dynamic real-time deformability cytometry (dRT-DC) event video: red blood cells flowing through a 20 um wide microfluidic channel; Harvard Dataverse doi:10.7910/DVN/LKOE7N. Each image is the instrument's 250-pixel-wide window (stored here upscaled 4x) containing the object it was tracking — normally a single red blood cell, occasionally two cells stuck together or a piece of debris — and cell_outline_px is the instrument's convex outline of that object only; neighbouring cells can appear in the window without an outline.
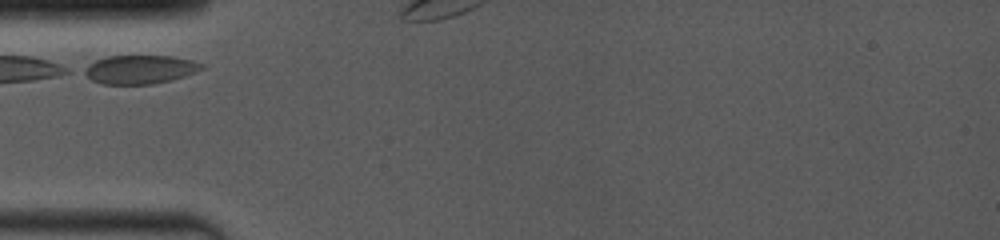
{"species": "common noctule bat (a hibernating species)", "species_latin": "Nyctalus noctula", "temperature_condition": "room temperature", "stored_images_in_passage": 2, "camera_frame_rate_fps": 4000, "um_per_image_px": 0.085, "animal": {"sex": "female", "body_mass_g": 19.0, "forearm_length_mm": 53.3}, "frame": {"image": 1, "passage_image": 1, "time_ms": 0.0, "image_size_px": [1000, 240], "cell_outline_px": [[204, 68], [196, 72], [172, 80], [152, 84], [104, 84], [92, 80], [80, 72], [80, 68], [96, 60], [108, 56], [168, 56], [192, 60], [204, 64]], "centroid_in_image_um": [11.84, 5.91], "position_along_channel_um": 73.2, "area_um2": 19.77}}